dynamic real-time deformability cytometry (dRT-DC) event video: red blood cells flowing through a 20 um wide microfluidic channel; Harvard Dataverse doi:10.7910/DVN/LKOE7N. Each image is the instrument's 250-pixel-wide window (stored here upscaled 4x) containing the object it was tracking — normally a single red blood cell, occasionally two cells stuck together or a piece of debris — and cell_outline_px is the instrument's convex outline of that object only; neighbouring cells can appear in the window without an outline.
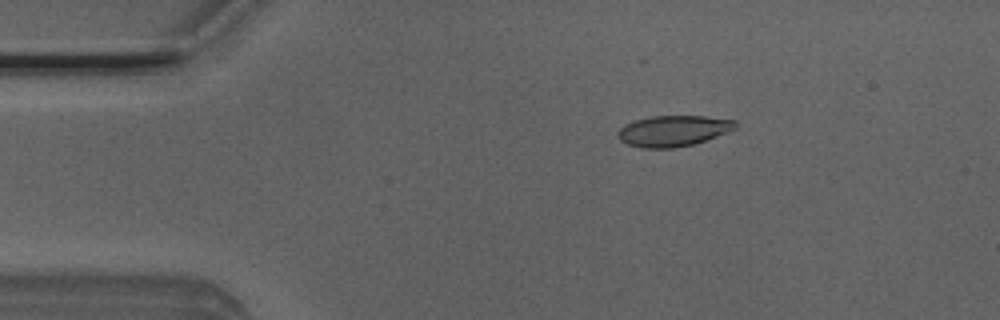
{"species": "Egyptian fruit bat (a non-hibernating species)", "species_latin": "Rousettus aegyptiacus", "temperature_condition": "room temperature", "stored_images_in_passage": 52, "camera_frame_rate_fps": 3000, "um_per_image_px": 0.085, "animal": {"sex": "male"}, "frame": {"image": 1, "passage_image": 9, "time_ms": 2.667, "image_size_px": [1000, 320], "cell_outline_px": [[736, 128], [728, 132], [692, 144], [672, 148], [644, 148], [628, 144], [620, 140], [616, 136], [616, 132], [624, 124], [636, 120], [652, 116], [704, 116], [736, 120]], "centroid_in_image_um": [57.2, 11.12], "position_along_channel_um": 27.8, "area_um2": 21.04}}
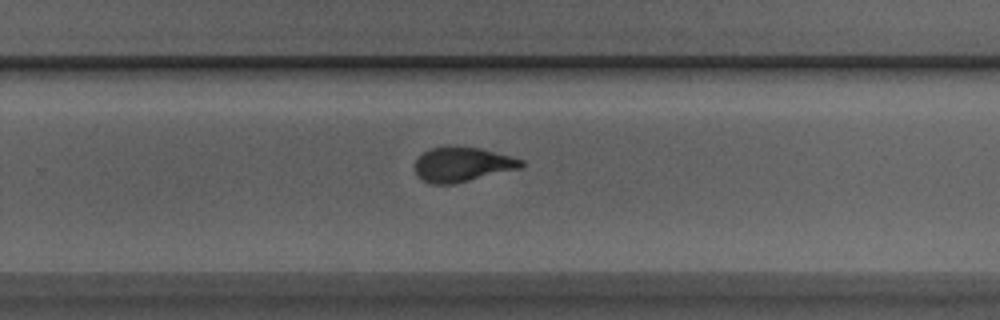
{"frame": {"image": 2, "passage_image": 33, "time_ms": 10.667, "image_size_px": [1000, 320], "cell_outline_px": [[524, 168], [452, 184], [428, 184], [420, 180], [416, 176], [416, 160], [424, 152], [432, 148], [444, 144], [456, 144], [480, 148], [512, 156], [524, 160]], "centroid_in_image_um": [39.31, 13.95], "position_along_channel_um": 290.5, "area_um2": 22.14}}
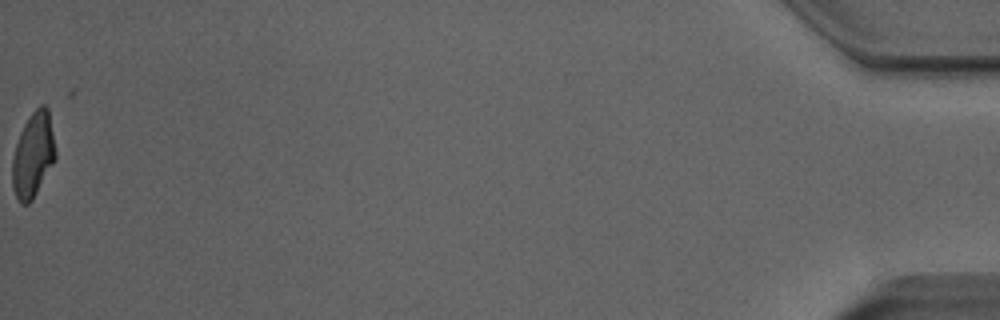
{"frame": {"image": 3, "passage_image": 52, "time_ms": 17.0, "image_size_px": [1000, 320], "cell_outline_px": [[56, 160], [32, 200], [28, 204], [20, 204], [16, 196], [12, 184], [12, 160], [16, 144], [20, 132], [24, 124], [32, 112], [40, 104], [44, 104], [48, 108], [56, 152]], "centroid_in_image_um": [2.82, 13.17], "position_along_channel_um": 432.4, "area_um2": 21.39}, "authors_computed_cell_mechanics": {"area_um2": 21.8484, "velocity_mm_per_s": 3.9578, "shape_relaxation_time_tau1_ms": 4.1348, "shape_relaxation_time_tau2_ms": 0.9801, "deformation_change_tau1": 0.1665, "deformation_change_tau2": 0.0723}}